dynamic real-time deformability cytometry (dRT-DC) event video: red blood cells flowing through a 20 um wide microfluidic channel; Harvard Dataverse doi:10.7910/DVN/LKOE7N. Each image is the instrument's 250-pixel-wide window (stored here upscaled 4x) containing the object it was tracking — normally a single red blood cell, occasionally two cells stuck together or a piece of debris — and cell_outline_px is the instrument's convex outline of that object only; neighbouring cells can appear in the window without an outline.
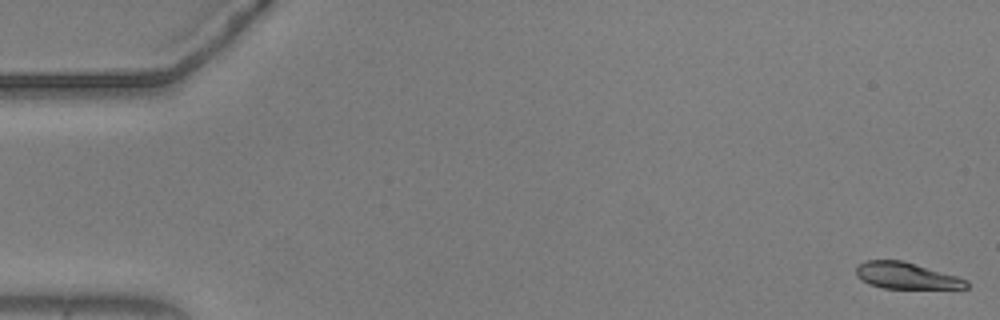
{"species": "common noctule bat (a hibernating species)", "species_latin": "Nyctalus noctula", "temperature_condition": "warm", "stored_images_in_passage": 55, "camera_frame_rate_fps": 3000, "um_per_image_px": 0.085, "animal": {"sex": "male", "body_mass_g": 20.5, "forearm_length_mm": 52.5}, "frame": {"image": 1, "passage_image": 1, "time_ms": 0.0, "image_size_px": [1000, 320], "cell_outline_px": [[968, 288], [884, 288], [868, 284], [860, 280], [856, 276], [856, 268], [860, 264], [868, 260], [904, 260], [956, 276], [968, 280]], "centroid_in_image_um": [77.01, 23.43], "position_along_channel_um": 8.0, "area_um2": 16.94}}
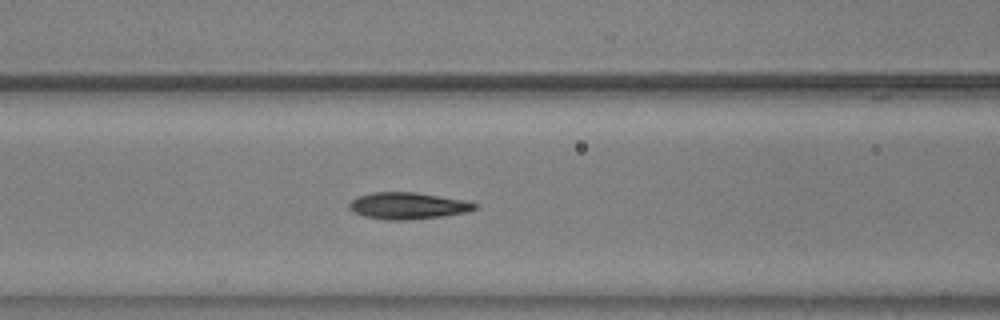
{"frame": {"image": 2, "passage_image": 23, "time_ms": 7.333, "image_size_px": [1000, 320], "cell_outline_px": [[476, 208], [468, 212], [440, 216], [408, 220], [384, 220], [364, 216], [348, 208], [348, 204], [352, 200], [360, 196], [372, 192], [412, 192], [464, 200], [476, 204]], "centroid_in_image_um": [34.63, 17.49], "position_along_channel_um": 132.0, "area_um2": 19.25}}
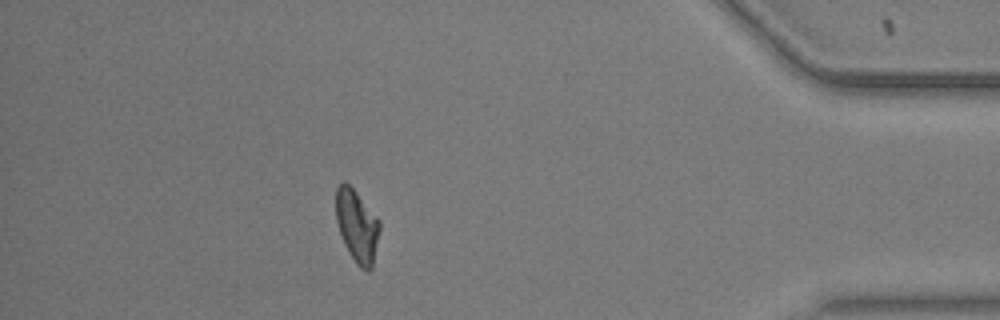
{"frame": {"image": 3, "passage_image": 49, "time_ms": 16.0, "image_size_px": [1000, 320], "cell_outline_px": [[380, 228], [372, 268], [368, 272], [360, 268], [356, 264], [348, 252], [344, 244], [336, 220], [336, 188], [344, 180], [356, 192], [380, 220]], "centroid_in_image_um": [30.34, 19.22], "position_along_channel_um": 404.9, "area_um2": 18.44}, "authors_computed_cell_mechanics": {"area_um2": 18.9006, "velocity_mm_per_s": 3.6749, "shape_relaxation_time_tau1_ms": 3.3065, "shape_relaxation_time_tau2_ms": 2.3855, "deformation_change_tau1": 0.1459, "deformation_change_tau2": 0.0491}}